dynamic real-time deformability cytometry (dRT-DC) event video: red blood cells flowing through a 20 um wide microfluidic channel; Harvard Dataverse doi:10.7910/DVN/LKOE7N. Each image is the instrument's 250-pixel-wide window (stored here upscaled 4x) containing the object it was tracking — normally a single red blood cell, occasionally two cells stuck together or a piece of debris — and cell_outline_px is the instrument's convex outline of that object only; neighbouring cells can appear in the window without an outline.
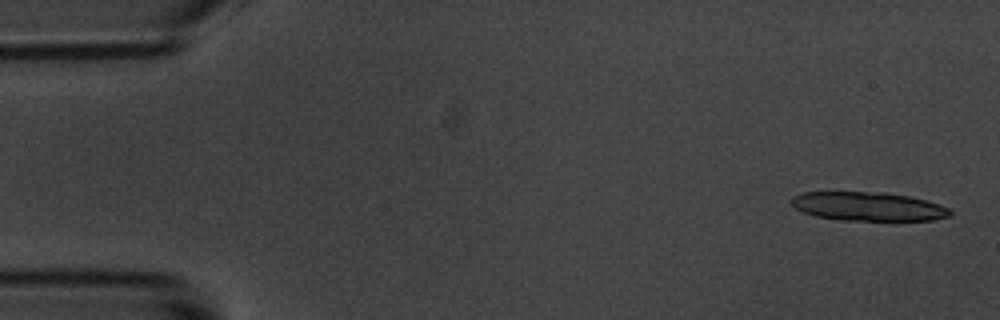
{"species": "common noctule bat (a hibernating species)", "species_latin": "Nyctalus noctula", "temperature_condition": "room temperature", "stored_images_in_passage": 15, "camera_frame_rate_fps": 3000, "um_per_image_px": 0.085, "animal": {"sex": "male", "body_mass_g": 20.1, "forearm_length_mm": 53.5}, "frame": {"image": 1, "passage_image": 2, "time_ms": 0.333, "image_size_px": [1000, 320], "cell_outline_px": [[952, 216], [932, 220], [896, 224], [840, 220], [816, 216], [804, 212], [796, 208], [788, 200], [792, 196], [800, 192], [880, 192], [908, 196], [928, 200], [948, 208], [952, 212]], "centroid_in_image_um": [73.86, 17.6], "position_along_channel_um": 11.1, "area_um2": 28.03}}